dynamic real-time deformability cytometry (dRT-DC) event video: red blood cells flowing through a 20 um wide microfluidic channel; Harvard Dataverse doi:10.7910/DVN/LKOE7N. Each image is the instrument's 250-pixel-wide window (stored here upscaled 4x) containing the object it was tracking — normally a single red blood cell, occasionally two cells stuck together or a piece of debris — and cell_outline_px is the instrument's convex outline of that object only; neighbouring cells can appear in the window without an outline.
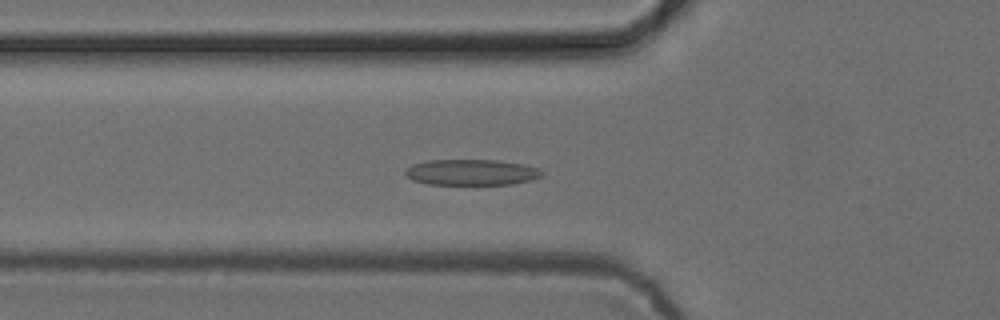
{"species": "common noctule bat (a hibernating species)", "species_latin": "Nyctalus noctula", "temperature_condition": "cold", "stored_images_in_passage": 54, "camera_frame_rate_fps": 3000, "um_per_image_px": 0.085, "animal": {"sex": "female", "body_mass_g": 24.6, "forearm_length_mm": 56.2}, "frame": {"image": 1, "passage_image": 19, "time_ms": 6.0, "image_size_px": [1000, 320], "cell_outline_px": [[544, 176], [532, 180], [512, 184], [428, 184], [412, 180], [404, 172], [412, 164], [428, 160], [500, 160], [524, 164], [536, 168], [544, 172]], "centroid_in_image_um": [40.11, 14.64], "position_along_channel_um": 85.7, "area_um2": 20.63}}
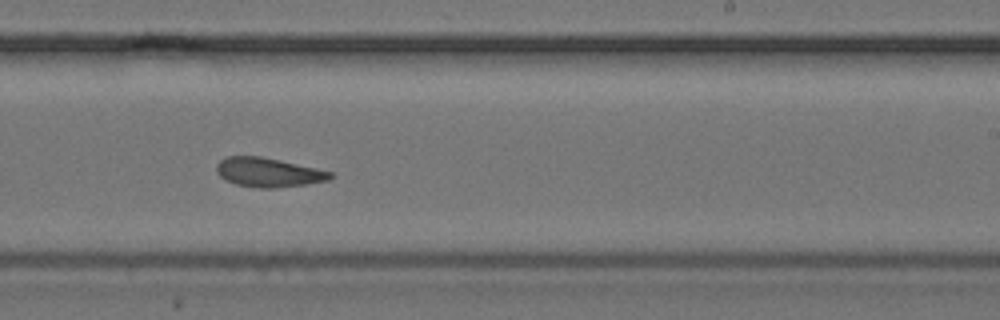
{"frame": {"image": 2, "passage_image": 33, "time_ms": 10.667, "image_size_px": [1000, 320], "cell_outline_px": [[332, 176], [328, 180], [304, 184], [276, 188], [260, 188], [236, 184], [224, 180], [216, 172], [216, 164], [220, 160], [228, 156], [260, 156], [280, 160], [316, 168], [332, 172]], "centroid_in_image_um": [22.76, 14.65], "position_along_channel_um": 266.2, "area_um2": 19.25}}
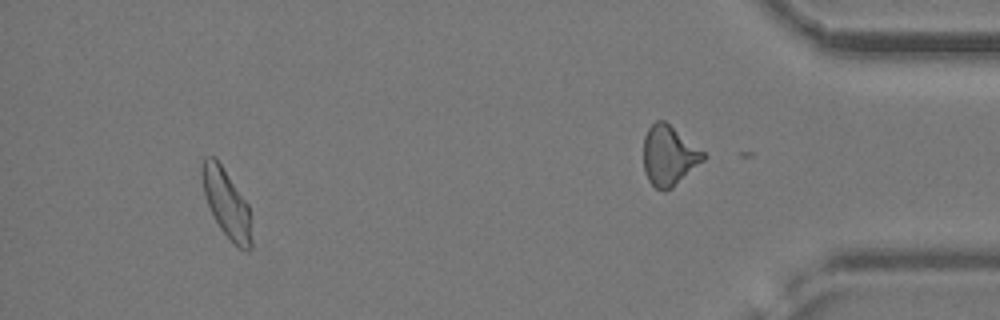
{"frame": {"image": 3, "passage_image": 50, "time_ms": 16.333, "image_size_px": [1000, 320], "cell_outline_px": [[252, 248], [248, 252], [232, 244], [220, 228], [204, 196], [200, 176], [200, 168], [204, 156], [216, 156], [248, 204], [252, 240]], "centroid_in_image_um": [19.23, 17.26], "position_along_channel_um": 416.0, "area_um2": 20.0}, "authors_computed_cell_mechanics": {"area_um2": 19.9121, "velocity_mm_per_s": 3.8585, "shape_relaxation_time_tau1_ms": null, "shape_relaxation_time_tau2_ms": 3.9798, "deformation_change_tau1": null, "deformation_change_tau2": 0.1205}}